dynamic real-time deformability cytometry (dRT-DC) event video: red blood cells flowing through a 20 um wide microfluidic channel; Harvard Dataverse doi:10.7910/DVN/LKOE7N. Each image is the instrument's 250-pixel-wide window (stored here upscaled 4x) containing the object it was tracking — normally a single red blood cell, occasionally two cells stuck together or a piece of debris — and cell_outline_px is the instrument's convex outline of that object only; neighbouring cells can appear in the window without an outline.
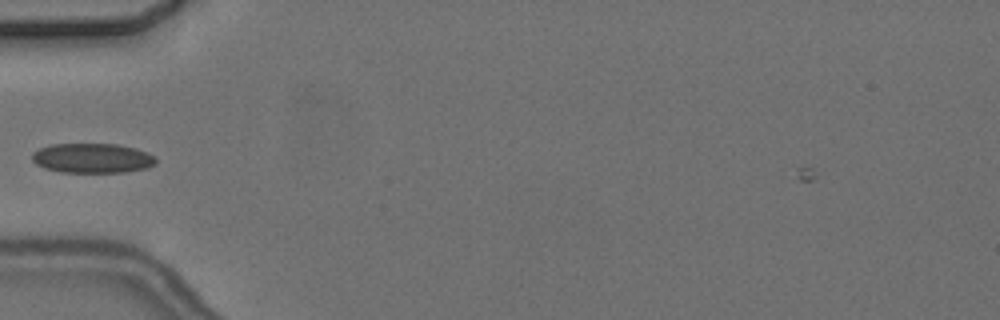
{"species": "common noctule bat (a hibernating species)", "species_latin": "Nyctalus noctula", "temperature_condition": "cold", "stored_images_in_passage": 1, "camera_frame_rate_fps": 3000, "um_per_image_px": 0.085, "animal": {"sex": "female", "body_mass_g": 24.6, "forearm_length_mm": 56.2}, "frame": {"image": 1, "passage_image": 1, "time_ms": 0.0, "image_size_px": [1000, 320], "cell_outline_px": [[156, 164], [148, 168], [124, 172], [60, 172], [44, 168], [36, 164], [32, 160], [32, 152], [40, 148], [52, 144], [116, 144], [136, 148], [156, 156]], "centroid_in_image_um": [7.86, 13.44], "position_along_channel_um": 77.1, "area_um2": 21.56}}